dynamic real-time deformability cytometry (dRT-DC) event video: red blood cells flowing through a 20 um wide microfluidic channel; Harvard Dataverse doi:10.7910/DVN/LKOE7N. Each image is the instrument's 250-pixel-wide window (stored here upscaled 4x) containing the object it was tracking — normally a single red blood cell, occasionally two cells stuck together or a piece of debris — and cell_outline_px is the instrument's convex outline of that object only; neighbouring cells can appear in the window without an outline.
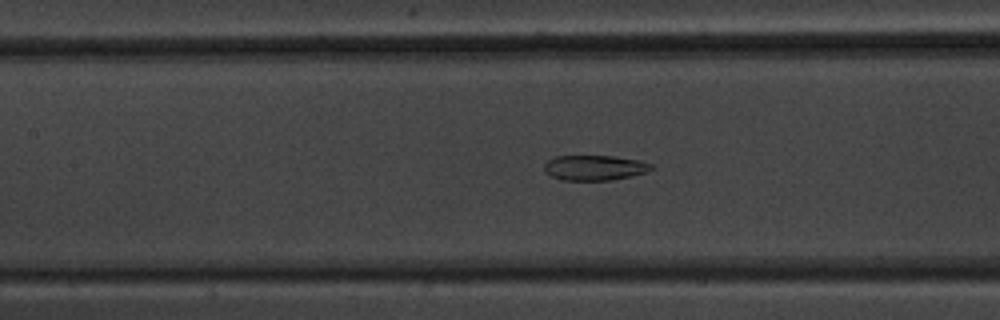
{"species": "common noctule bat (a hibernating species)", "species_latin": "Nyctalus noctula", "temperature_condition": "warm", "stored_images_in_passage": 43, "camera_frame_rate_fps": 3000, "um_per_image_px": 0.085, "animal": {"sex": "male", "body_mass_g": 20.1, "forearm_length_mm": 53.5}, "frame": {"image": 1, "passage_image": 14, "time_ms": 4.333, "image_size_px": [1000, 320], "cell_outline_px": [[656, 168], [648, 172], [632, 176], [612, 180], [564, 180], [552, 176], [544, 172], [544, 164], [548, 160], [556, 156], [612, 156], [640, 160], [652, 164]], "centroid_in_image_um": [50.59, 14.26], "position_along_channel_um": 156.8, "area_um2": 15.84}}
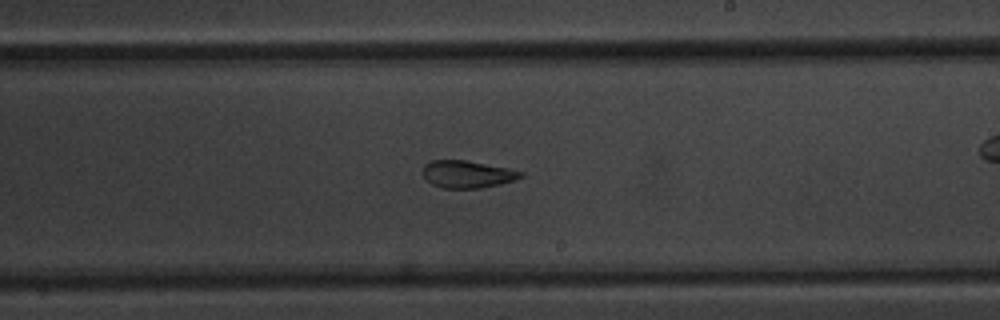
{"frame": {"image": 2, "passage_image": 21, "time_ms": 6.667, "image_size_px": [1000, 320], "cell_outline_px": [[524, 176], [500, 184], [480, 188], [444, 188], [432, 184], [424, 176], [424, 164], [432, 160], [464, 160], [508, 168], [524, 172]], "centroid_in_image_um": [39.73, 14.8], "position_along_channel_um": 249.3, "area_um2": 15.37}}
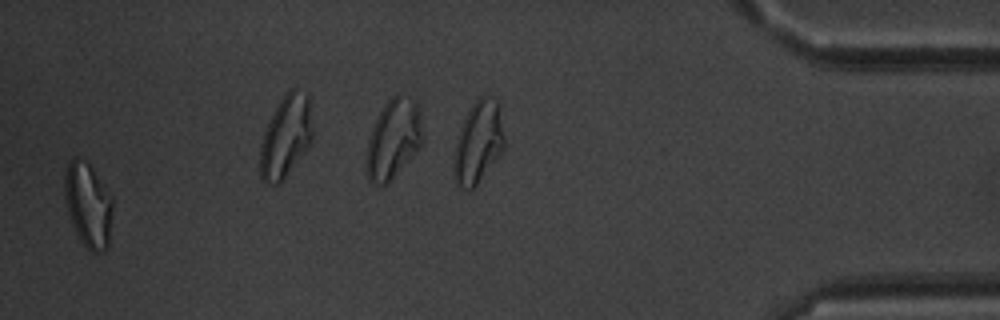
{"frame": {"image": 3, "passage_image": 41, "time_ms": 13.333, "image_size_px": [1000, 320], "cell_outline_px": [[112, 208], [108, 248], [104, 252], [92, 252], [80, 240], [72, 224], [68, 212], [64, 196], [64, 172], [68, 164], [76, 156], [88, 160], [112, 196]], "centroid_in_image_um": [7.49, 17.37], "position_along_channel_um": 427.7, "area_um2": 23.93}, "authors_computed_cell_mechanics": {"area_um2": 17.8024, "velocity_mm_per_s": 3.9735, "shape_relaxation_time_tau1_ms": null, "shape_relaxation_time_tau2_ms": 2.3588, "deformation_change_tau1": null, "deformation_change_tau2": 0.1066}}